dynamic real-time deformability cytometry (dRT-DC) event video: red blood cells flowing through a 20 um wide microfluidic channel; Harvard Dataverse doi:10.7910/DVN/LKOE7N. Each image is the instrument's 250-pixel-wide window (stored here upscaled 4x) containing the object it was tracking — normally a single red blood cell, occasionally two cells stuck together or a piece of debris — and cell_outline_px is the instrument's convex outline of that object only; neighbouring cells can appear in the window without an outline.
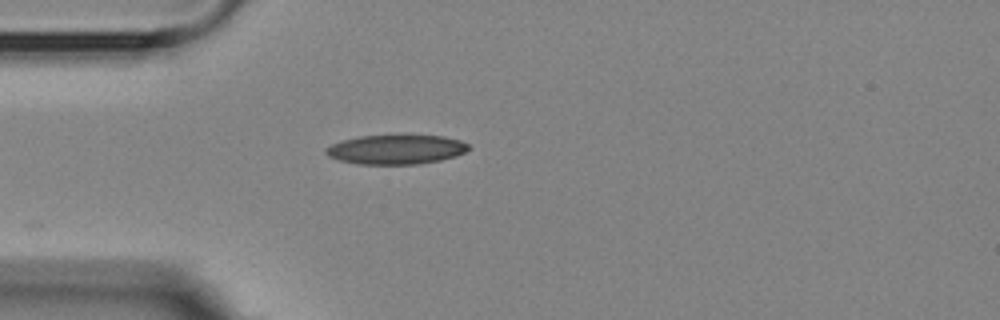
{"species": "Egyptian fruit bat (a non-hibernating species)", "species_latin": "Rousettus aegyptiacus", "temperature_condition": "room temperature", "stored_images_in_passage": 5, "camera_frame_rate_fps": 3000, "um_per_image_px": 0.085, "animal": {"sex": "female"}, "frame": {"image": 1, "passage_image": 5, "time_ms": 5.667, "image_size_px": [1000, 320], "cell_outline_px": [[472, 148], [456, 156], [440, 160], [420, 164], [356, 164], [340, 160], [328, 156], [324, 152], [324, 148], [332, 144], [344, 140], [360, 136], [444, 136], [460, 140], [468, 144]], "centroid_in_image_um": [33.67, 12.71], "position_along_channel_um": 51.3, "area_um2": 24.33}}